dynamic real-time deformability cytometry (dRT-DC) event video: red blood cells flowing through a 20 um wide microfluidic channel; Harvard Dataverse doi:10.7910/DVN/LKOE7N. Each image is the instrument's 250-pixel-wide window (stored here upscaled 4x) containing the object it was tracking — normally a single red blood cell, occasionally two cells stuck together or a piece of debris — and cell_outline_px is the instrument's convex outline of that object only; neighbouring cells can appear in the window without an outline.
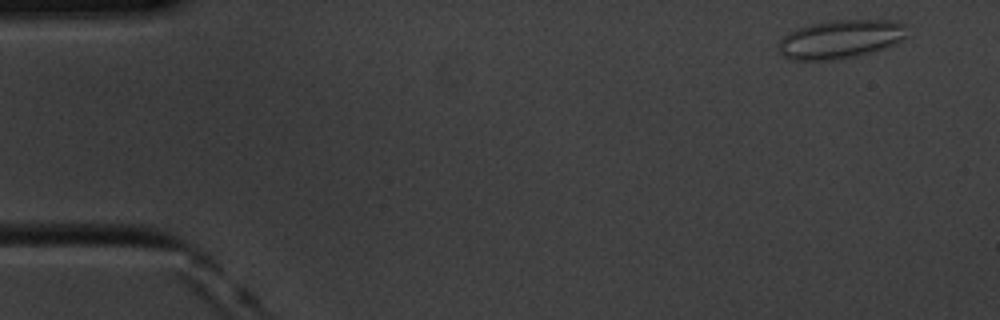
{"species": "common noctule bat (a hibernating species)", "species_latin": "Nyctalus noctula", "temperature_condition": "cold", "stored_images_in_passage": 8, "camera_frame_rate_fps": 3000, "um_per_image_px": 0.085, "animal": {"sex": "male", "body_mass_g": 20.1, "forearm_length_mm": 53.5}, "frame": {"image": 1, "passage_image": 1, "time_ms": 0.0, "image_size_px": [1000, 320], "cell_outline_px": [[908, 36], [884, 48], [856, 56], [832, 60], [792, 60], [784, 56], [780, 52], [780, 40], [788, 32], [796, 28], [812, 24], [836, 20], [896, 20], [908, 24]], "centroid_in_image_um": [71.49, 3.31], "position_along_channel_um": 13.5, "area_um2": 28.9}}